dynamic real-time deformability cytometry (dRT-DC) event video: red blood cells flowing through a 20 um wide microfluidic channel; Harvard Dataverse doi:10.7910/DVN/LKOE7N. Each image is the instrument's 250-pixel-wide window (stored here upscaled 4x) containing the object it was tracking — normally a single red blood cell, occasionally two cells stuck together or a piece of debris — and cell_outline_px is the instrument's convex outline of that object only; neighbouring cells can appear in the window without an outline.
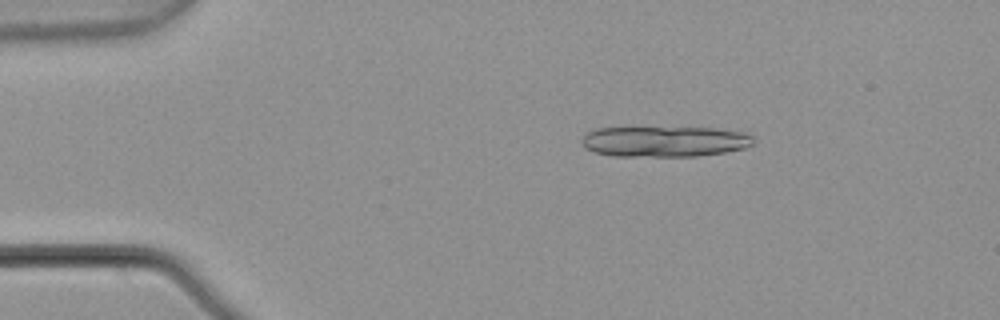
{"species": "common noctule bat (a hibernating species)", "species_latin": "Nyctalus noctula", "temperature_condition": "warm", "stored_images_in_passage": 5, "camera_frame_rate_fps": 3000, "um_per_image_px": 0.085, "animal": {"sex": "male", "body_mass_g": 21.5, "forearm_length_mm": 52.0}, "frame": {"image": 1, "passage_image": 3, "time_ms": 0.667, "image_size_px": [1000, 320], "cell_outline_px": [[756, 136], [752, 144], [744, 148], [724, 152], [696, 156], [612, 156], [596, 152], [584, 148], [580, 140], [588, 132], [596, 128], [716, 128], [744, 132]], "centroid_in_image_um": [56.51, 12.02], "position_along_channel_um": 28.5, "area_um2": 30.69}}
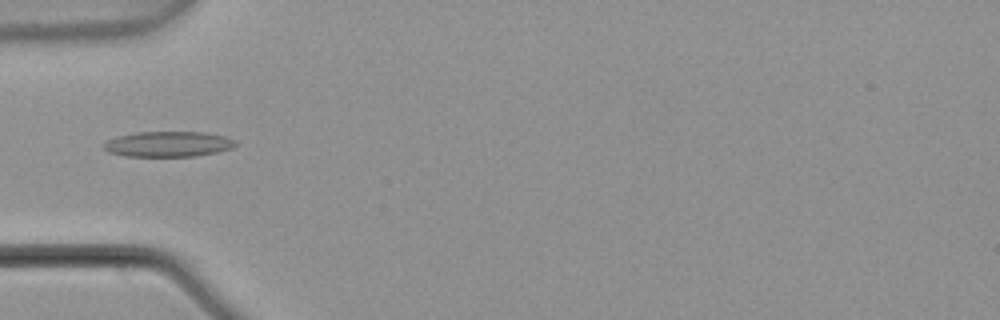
{"frame": {"image": 2, "passage_image": 5, "time_ms": 1.333, "image_size_px": [1000, 320], "cell_outline_px": [[236, 144], [232, 148], [216, 152], [196, 156], [124, 156], [108, 152], [104, 148], [104, 144], [108, 140], [116, 136], [136, 132], [204, 132], [228, 136], [236, 140]], "centroid_in_image_um": [14.32, 12.24], "position_along_channel_um": 70.7, "area_um2": 19.59}}